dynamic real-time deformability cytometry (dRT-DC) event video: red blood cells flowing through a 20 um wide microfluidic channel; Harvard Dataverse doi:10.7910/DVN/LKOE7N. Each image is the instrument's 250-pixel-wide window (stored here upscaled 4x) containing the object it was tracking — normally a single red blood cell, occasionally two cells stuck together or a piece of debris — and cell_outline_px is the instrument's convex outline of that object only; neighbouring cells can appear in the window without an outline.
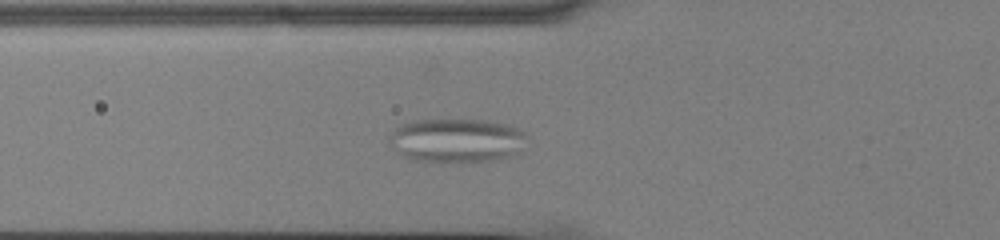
{"species": "common noctule bat (a hibernating species)", "species_latin": "Nyctalus noctula", "temperature_condition": "cold", "stored_images_in_passage": 40, "camera_frame_rate_fps": 3000, "um_per_image_px": 0.085, "animal": {"sex": "male", "body_mass_g": 13.0, "forearm_length_mm": 53.1}, "frame": {"image": 1, "passage_image": 5, "time_ms": 1.333, "image_size_px": [1000, 240], "cell_outline_px": [[524, 136], [516, 152], [512, 156], [492, 160], [456, 164], [436, 164], [416, 160], [400, 156], [388, 144], [388, 136], [400, 124], [408, 120], [488, 120], [512, 124], [520, 128], [524, 132]], "centroid_in_image_um": [38.71, 11.96], "position_along_channel_um": 87.1, "area_um2": 36.24}}
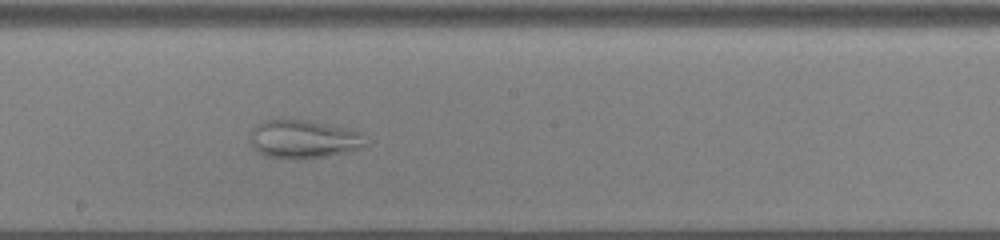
{"frame": {"image": 2, "passage_image": 16, "time_ms": 5.0, "image_size_px": [1000, 240], "cell_outline_px": [[368, 144], [360, 148], [344, 152], [324, 156], [264, 156], [252, 144], [252, 128], [264, 120], [288, 116], [348, 128], [360, 132]], "centroid_in_image_um": [25.81, 11.73], "position_along_channel_um": 222.4, "area_um2": 25.32}}
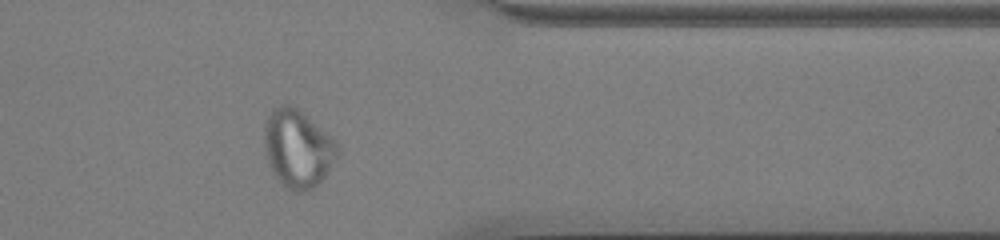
{"frame": {"image": 3, "passage_image": 30, "time_ms": 9.667, "image_size_px": [1000, 240], "cell_outline_px": [[340, 152], [320, 184], [304, 192], [296, 192], [288, 188], [276, 176], [268, 164], [264, 152], [264, 128], [268, 116], [272, 108], [280, 104], [288, 104], [296, 108], [336, 140], [340, 148]], "centroid_in_image_um": [25.31, 12.63], "position_along_channel_um": 386.1, "area_um2": 33.23}}